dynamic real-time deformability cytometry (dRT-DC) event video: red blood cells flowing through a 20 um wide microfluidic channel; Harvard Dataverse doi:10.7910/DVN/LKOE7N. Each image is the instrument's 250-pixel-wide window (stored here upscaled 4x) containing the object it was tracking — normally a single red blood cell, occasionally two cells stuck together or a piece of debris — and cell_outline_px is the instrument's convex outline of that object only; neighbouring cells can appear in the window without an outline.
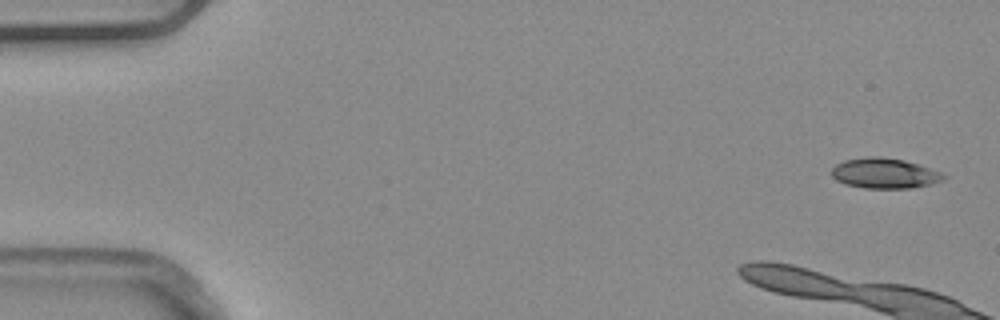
{"species": "common noctule bat (a hibernating species)", "species_latin": "Nyctalus noctula", "temperature_condition": "warm", "stored_images_in_passage": 6, "camera_frame_rate_fps": 3000, "um_per_image_px": 0.085, "animal": {"sex": "male", "body_mass_g": 20.4}, "frame": {"image": 1, "passage_image": 1, "time_ms": 0.0, "image_size_px": [1000, 320], "cell_outline_px": [[948, 176], [944, 180], [912, 188], [864, 188], [844, 184], [836, 180], [832, 176], [832, 168], [836, 164], [844, 160], [868, 156], [880, 156], [904, 160], [940, 172]], "centroid_in_image_um": [75.15, 14.73], "position_along_channel_um": 9.8, "area_um2": 19.71}}
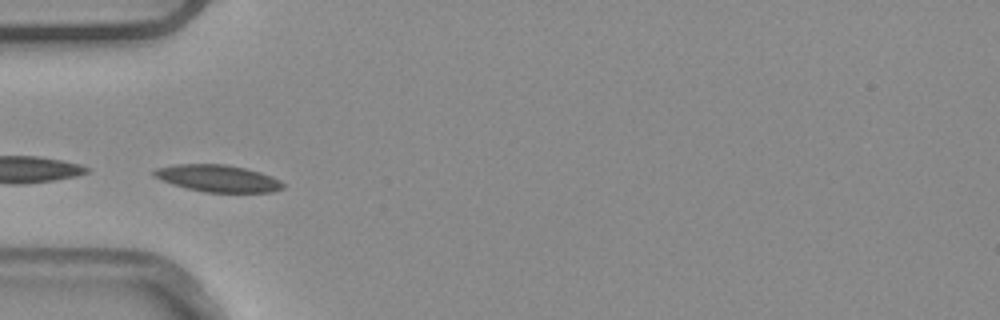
{"frame": {"image": 2, "passage_image": 4, "time_ms": 1.0, "image_size_px": [1000, 320], "cell_outline_px": [[284, 188], [272, 192], [204, 192], [172, 184], [152, 176], [152, 172], [156, 168], [176, 164], [224, 164], [244, 168], [260, 172], [272, 176], [280, 180], [284, 184]], "centroid_in_image_um": [18.51, 15.16], "position_along_channel_um": 66.5, "area_um2": 20.23}}
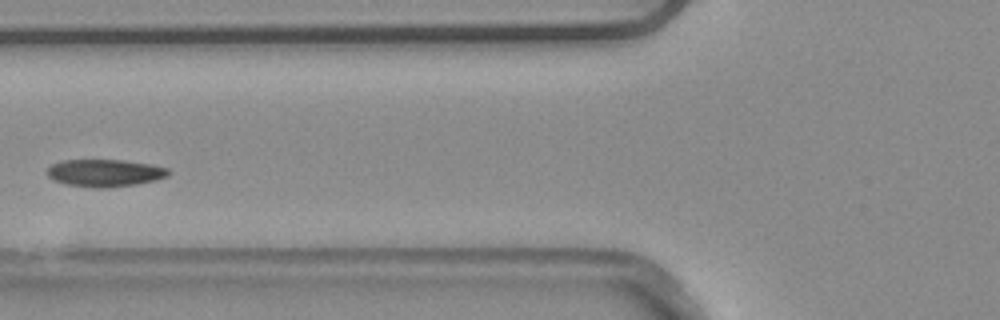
{"frame": {"image": 3, "passage_image": 5, "time_ms": 1.333, "image_size_px": [1000, 320], "cell_outline_px": [[172, 172], [168, 176], [156, 180], [136, 184], [108, 188], [96, 188], [64, 184], [52, 180], [44, 172], [52, 164], [64, 160], [124, 160], [152, 164], [168, 168]], "centroid_in_image_um": [8.91, 14.7], "position_along_channel_um": 116.9, "area_um2": 19.65}}